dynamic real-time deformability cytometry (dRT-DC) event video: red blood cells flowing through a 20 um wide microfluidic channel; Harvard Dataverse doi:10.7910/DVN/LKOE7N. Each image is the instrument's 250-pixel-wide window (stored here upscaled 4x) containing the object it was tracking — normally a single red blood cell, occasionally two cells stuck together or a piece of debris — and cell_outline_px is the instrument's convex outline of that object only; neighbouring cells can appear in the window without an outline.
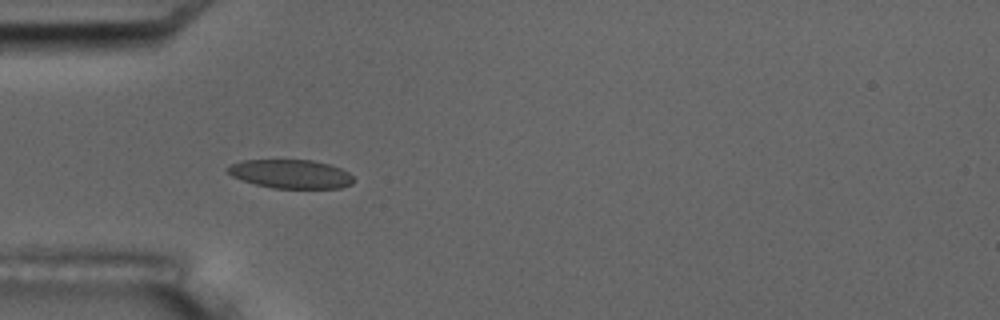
{"species": "common noctule bat (a hibernating species)", "species_latin": "Nyctalus noctula", "temperature_condition": "room temperature", "stored_images_in_passage": 6, "camera_frame_rate_fps": 3000, "um_per_image_px": 0.085, "animal": {"sex": "male", "body_mass_g": 17.5, "forearm_length_mm": 52.3}, "frame": {"image": 1, "passage_image": 5, "time_ms": 4.667, "image_size_px": [1000, 320], "cell_outline_px": [[352, 184], [340, 188], [272, 188], [256, 184], [232, 176], [224, 168], [232, 164], [244, 160], [312, 160], [328, 164], [340, 168], [348, 172], [352, 176]], "centroid_in_image_um": [24.71, 14.78], "position_along_channel_um": 60.3, "area_um2": 20.92}}